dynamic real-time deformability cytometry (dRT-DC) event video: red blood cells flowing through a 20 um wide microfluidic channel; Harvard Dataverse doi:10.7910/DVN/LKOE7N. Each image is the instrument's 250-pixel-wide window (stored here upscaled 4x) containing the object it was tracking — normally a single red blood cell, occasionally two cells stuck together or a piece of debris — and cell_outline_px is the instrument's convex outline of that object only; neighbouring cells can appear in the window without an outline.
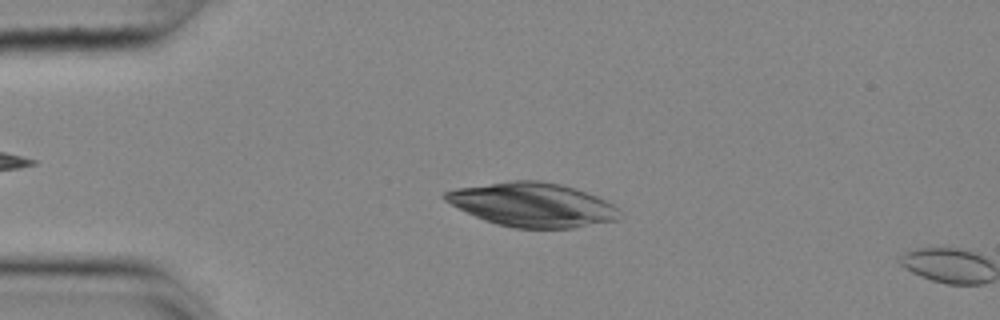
{"species": "common noctule bat (a hibernating species)", "species_latin": "Nyctalus noctula", "temperature_condition": "cold", "stored_images_in_passage": 4, "camera_frame_rate_fps": 3000, "um_per_image_px": 0.085, "animal": {"sex": "female", "body_mass_g": 25.1}, "frame": {"image": 1, "passage_image": 3, "time_ms": 0.667, "image_size_px": [1000, 320], "cell_outline_px": [[624, 216], [616, 220], [572, 228], [512, 228], [496, 224], [484, 220], [444, 200], [440, 196], [444, 192], [456, 188], [512, 180], [540, 180], [560, 184], [576, 188], [596, 196], [612, 204]], "centroid_in_image_um": [45.26, 17.4], "position_along_channel_um": 39.7, "area_um2": 44.62}}